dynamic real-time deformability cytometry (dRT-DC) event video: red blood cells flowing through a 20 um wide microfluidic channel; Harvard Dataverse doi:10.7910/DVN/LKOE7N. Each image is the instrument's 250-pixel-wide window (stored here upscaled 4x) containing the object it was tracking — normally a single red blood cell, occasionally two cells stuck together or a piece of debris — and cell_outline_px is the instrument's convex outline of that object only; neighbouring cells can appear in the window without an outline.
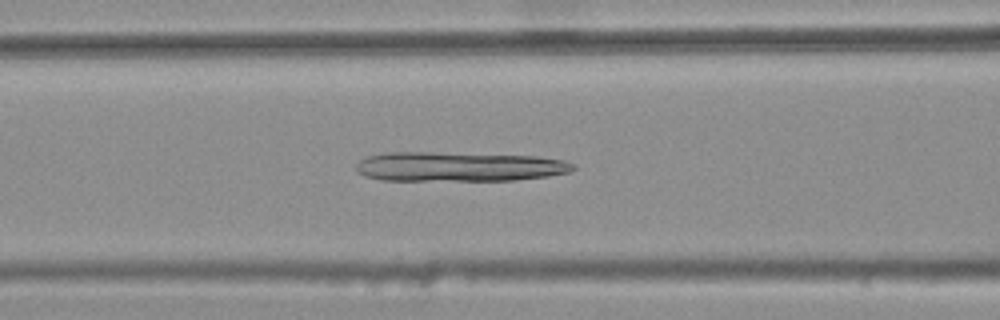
{"species": "common noctule bat (a hibernating species)", "species_latin": "Nyctalus noctula", "temperature_condition": "warm", "stored_images_in_passage": 44, "camera_frame_rate_fps": 3000, "um_per_image_px": 0.085, "animal": {"sex": "female", "body_mass_g": 25.1}, "frame": {"image": 1, "passage_image": 20, "time_ms": 6.333, "image_size_px": [1000, 320], "cell_outline_px": [[576, 168], [572, 172], [548, 176], [516, 180], [380, 180], [364, 176], [356, 172], [356, 164], [360, 160], [368, 156], [388, 152], [428, 152], [536, 156], [564, 160], [572, 164]], "centroid_in_image_um": [39.0, 14.17], "position_along_channel_um": 127.6, "area_um2": 37.45}}
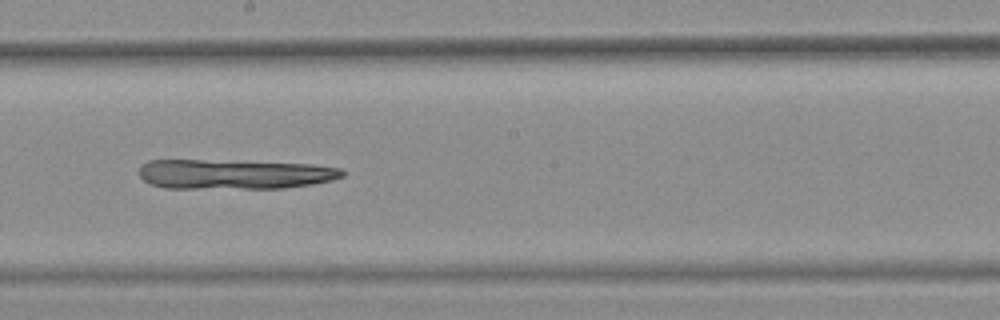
{"frame": {"image": 2, "passage_image": 28, "time_ms": 9.0, "image_size_px": [1000, 320], "cell_outline_px": [[344, 176], [332, 180], [312, 184], [284, 188], [164, 188], [152, 184], [144, 180], [140, 176], [140, 168], [148, 160], [200, 160], [312, 164], [340, 168], [344, 172]], "centroid_in_image_um": [19.93, 14.81], "position_along_channel_um": 228.3, "area_um2": 34.97}}
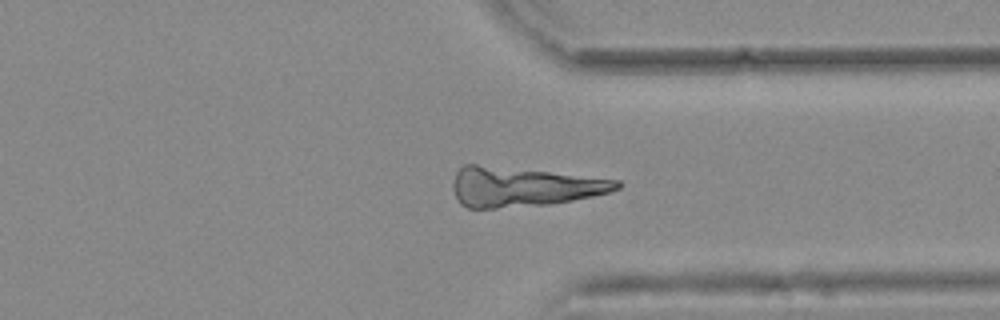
{"frame": {"image": 3, "passage_image": 39, "time_ms": 12.667, "image_size_px": [1000, 320], "cell_outline_px": [[624, 184], [620, 188], [608, 192], [592, 196], [572, 200], [548, 204], [496, 208], [468, 208], [460, 204], [452, 188], [452, 184], [456, 172], [464, 164], [476, 164], [620, 180]], "centroid_in_image_um": [44.44, 15.88], "position_along_channel_um": 367.0, "area_um2": 37.34}}